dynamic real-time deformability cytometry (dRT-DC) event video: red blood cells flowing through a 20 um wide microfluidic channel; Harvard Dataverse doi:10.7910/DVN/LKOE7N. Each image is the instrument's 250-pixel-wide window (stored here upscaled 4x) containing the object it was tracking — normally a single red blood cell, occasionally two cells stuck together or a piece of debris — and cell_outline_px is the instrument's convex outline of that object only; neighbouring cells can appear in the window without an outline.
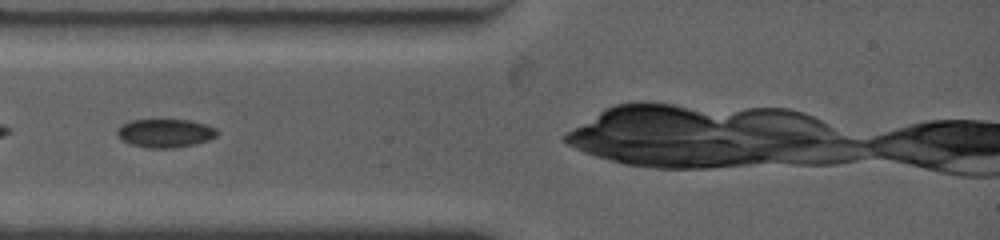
{"species": "common noctule bat (a hibernating species)", "species_latin": "Nyctalus noctula", "temperature_condition": "warm", "stored_images_in_passage": 32, "camera_frame_rate_fps": 4500, "um_per_image_px": 0.085, "animal": {"sex": "female", "body_mass_g": 19.0, "forearm_length_mm": 53.3}, "frame": {"image": 1, "passage_image": 5, "time_ms": 1.333, "image_size_px": [1000, 240], "cell_outline_px": [[220, 132], [216, 136], [208, 140], [196, 144], [172, 148], [148, 148], [132, 144], [124, 140], [116, 132], [124, 124], [132, 120], [188, 120], [204, 124], [216, 128]], "centroid_in_image_um": [14.11, 11.32], "position_along_channel_um": 70.9, "area_um2": 16.3}}
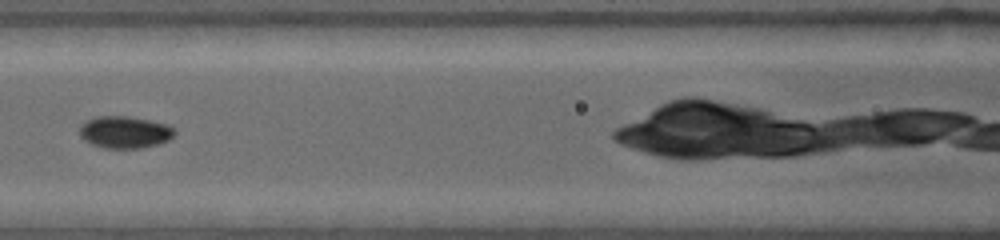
{"frame": {"image": 2, "passage_image": 10, "time_ms": 3.556, "image_size_px": [1000, 240], "cell_outline_px": [[176, 132], [168, 140], [156, 144], [140, 148], [104, 148], [92, 144], [84, 140], [80, 136], [80, 128], [88, 120], [96, 116], [128, 116], [148, 120], [164, 124], [172, 128]], "centroid_in_image_um": [10.58, 11.24], "position_along_channel_um": 156.0, "area_um2": 17.4}, "authors_computed_cell_mechanics": {"area_um2": 16.7042, "velocity_mm_per_s": 3.8186, "shape_relaxation_time_tau1_ms": 6.0391, "shape_relaxation_time_tau2_ms": null, "deformation_change_tau1": 0.1482, "deformation_change_tau2": null}}